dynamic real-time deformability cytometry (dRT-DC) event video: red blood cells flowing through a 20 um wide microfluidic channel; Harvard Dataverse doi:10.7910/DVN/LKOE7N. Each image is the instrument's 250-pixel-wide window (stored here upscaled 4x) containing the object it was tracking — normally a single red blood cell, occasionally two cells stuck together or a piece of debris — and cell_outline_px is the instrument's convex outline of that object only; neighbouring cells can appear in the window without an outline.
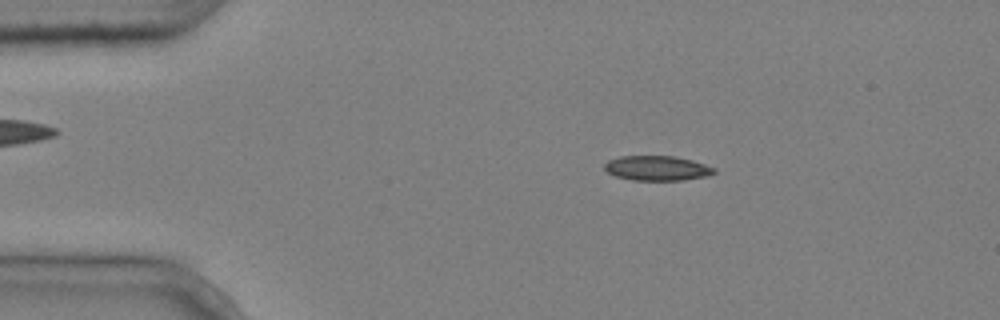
{"species": "common noctule bat (a hibernating species)", "species_latin": "Nyctalus noctula", "temperature_condition": "cold", "stored_images_in_passage": 4, "camera_frame_rate_fps": 3000, "um_per_image_px": 0.085, "animal": {"sex": "male", "body_mass_g": 20.4}, "frame": {"image": 1, "passage_image": 2, "time_ms": 0.333, "image_size_px": [1000, 320], "cell_outline_px": [[716, 172], [708, 176], [684, 180], [632, 180], [616, 176], [608, 172], [604, 168], [604, 164], [608, 160], [620, 156], [676, 156], [692, 160], [716, 168]], "centroid_in_image_um": [55.87, 14.29], "position_along_channel_um": 29.1, "area_um2": 15.9}}
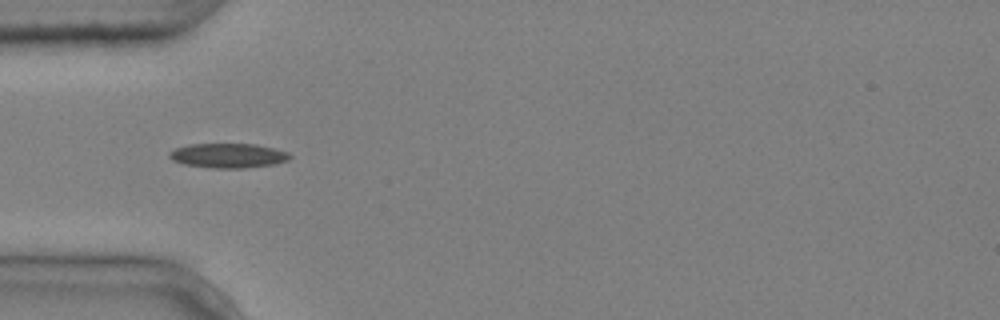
{"frame": {"image": 2, "passage_image": 4, "time_ms": 1.0, "image_size_px": [1000, 320], "cell_outline_px": [[292, 156], [288, 160], [276, 164], [244, 168], [212, 168], [184, 164], [172, 160], [168, 156], [168, 152], [176, 148], [188, 144], [256, 144], [288, 152]], "centroid_in_image_um": [19.38, 13.23], "position_along_channel_um": 65.6, "area_um2": 17.28}}